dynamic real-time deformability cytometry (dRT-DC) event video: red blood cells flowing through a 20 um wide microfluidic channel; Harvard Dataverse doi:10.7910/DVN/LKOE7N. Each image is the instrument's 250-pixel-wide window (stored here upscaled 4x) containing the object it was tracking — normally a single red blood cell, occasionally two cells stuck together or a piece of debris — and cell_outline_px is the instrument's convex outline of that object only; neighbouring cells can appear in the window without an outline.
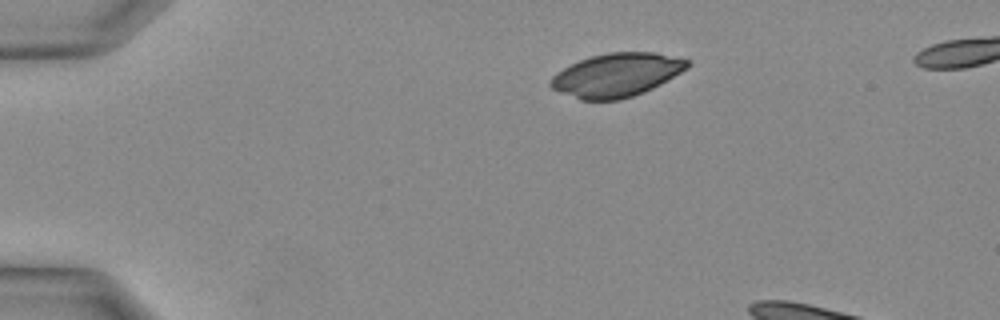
{"species": "Egyptian fruit bat (a non-hibernating species)", "species_latin": "Rousettus aegyptiacus", "temperature_condition": "warm", "stored_images_in_passage": 26, "camera_frame_rate_fps": 3000, "um_per_image_px": 0.085, "animal": {"sex": "female"}, "frame": {"image": 1, "passage_image": 1, "time_ms": 0.0, "image_size_px": [1000, 320], "cell_outline_px": [[692, 64], [688, 68], [660, 84], [644, 92], [620, 100], [580, 100], [560, 92], [552, 88], [548, 84], [548, 80], [552, 76], [564, 68], [580, 60], [592, 56], [608, 52], [652, 52], [688, 60]], "centroid_in_image_um": [52.39, 6.38], "position_along_channel_um": 32.6, "area_um2": 34.51}}
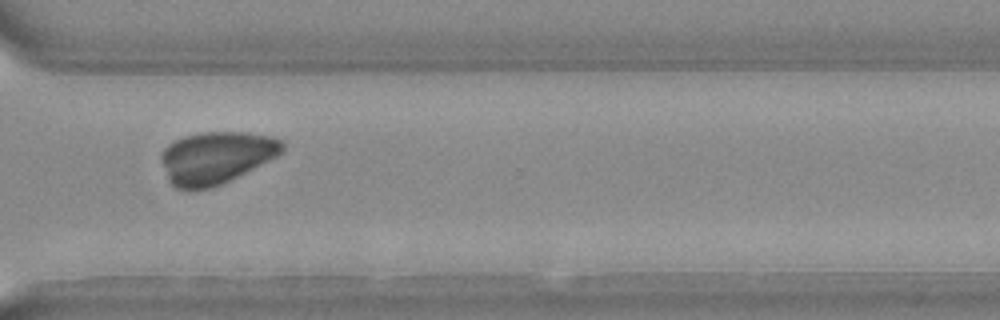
{"frame": {"image": 2, "passage_image": 20, "time_ms": 6.333, "image_size_px": [1000, 320], "cell_outline_px": [[284, 148], [276, 156], [212, 188], [176, 188], [168, 180], [160, 160], [160, 156], [164, 148], [168, 144], [184, 136], [200, 132], [248, 132], [272, 136], [284, 140]], "centroid_in_image_um": [18.34, 13.36], "position_along_channel_um": 352.3, "area_um2": 36.41}}
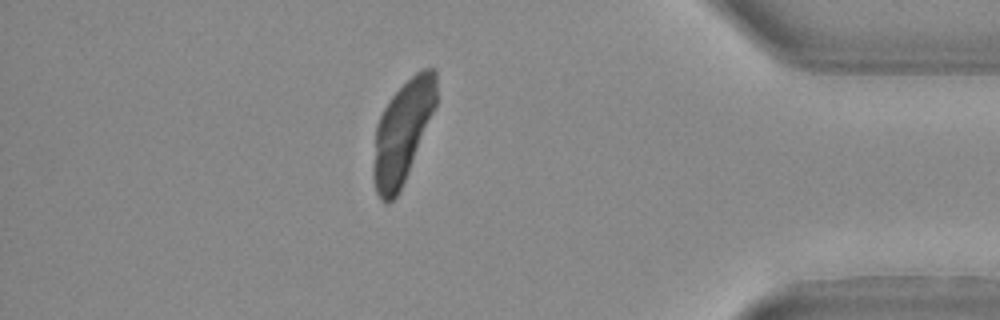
{"frame": {"image": 3, "passage_image": 24, "time_ms": 7.667, "image_size_px": [1000, 320], "cell_outline_px": [[436, 104], [400, 192], [392, 200], [380, 200], [376, 192], [372, 172], [372, 168], [376, 124], [384, 108], [392, 96], [416, 72], [424, 68], [436, 68]], "centroid_in_image_um": [34.19, 11.22], "position_along_channel_um": 401.0, "area_um2": 36.76}}